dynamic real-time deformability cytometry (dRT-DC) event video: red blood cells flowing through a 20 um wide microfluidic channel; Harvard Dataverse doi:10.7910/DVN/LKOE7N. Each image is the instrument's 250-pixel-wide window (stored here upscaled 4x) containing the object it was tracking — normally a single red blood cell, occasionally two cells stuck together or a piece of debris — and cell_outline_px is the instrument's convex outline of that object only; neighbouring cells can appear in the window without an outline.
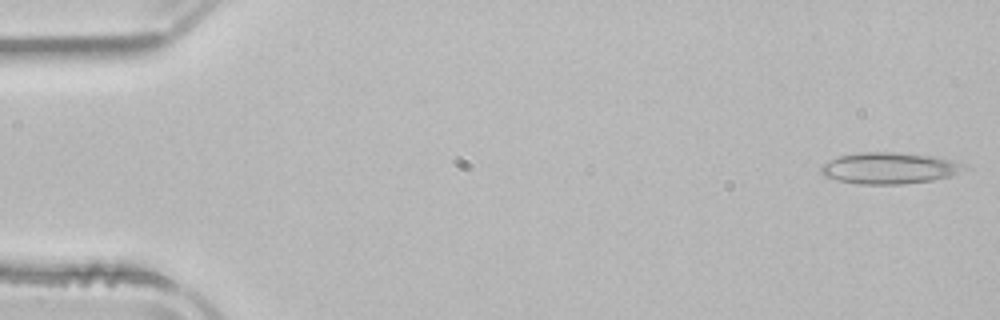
{"species": "common noctule bat (a hibernating species)", "species_latin": "Nyctalus noctula", "temperature_condition": "room temperature", "stored_images_in_passage": 51, "camera_frame_rate_fps": 3000, "um_per_image_px": 0.085, "animal": {"sex": "male", "body_mass_g": 21.5, "forearm_length_mm": 52.0}, "frame": {"image": 1, "passage_image": 1, "time_ms": 0.0, "image_size_px": [1000, 320], "cell_outline_px": [[972, 168], [948, 176], [932, 180], [904, 184], [860, 184], [836, 180], [824, 176], [820, 172], [820, 168], [824, 164], [840, 156], [856, 152], [904, 152], [932, 156], [952, 160], [968, 164]], "centroid_in_image_um": [75.65, 14.28], "position_along_channel_um": 9.3, "area_um2": 26.41}}
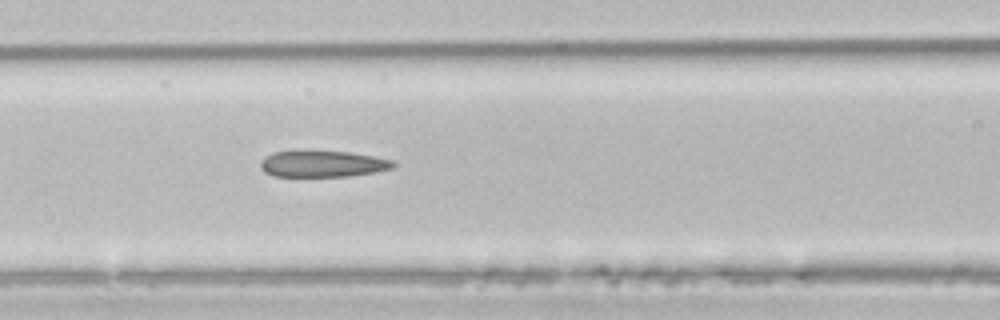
{"frame": {"image": 2, "passage_image": 21, "time_ms": 6.667, "image_size_px": [1000, 320], "cell_outline_px": [[396, 168], [376, 172], [348, 176], [272, 176], [264, 172], [260, 168], [260, 164], [272, 152], [296, 148], [348, 152], [372, 156], [392, 160], [396, 164]], "centroid_in_image_um": [27.4, 13.89], "position_along_channel_um": 139.2, "area_um2": 21.1}}
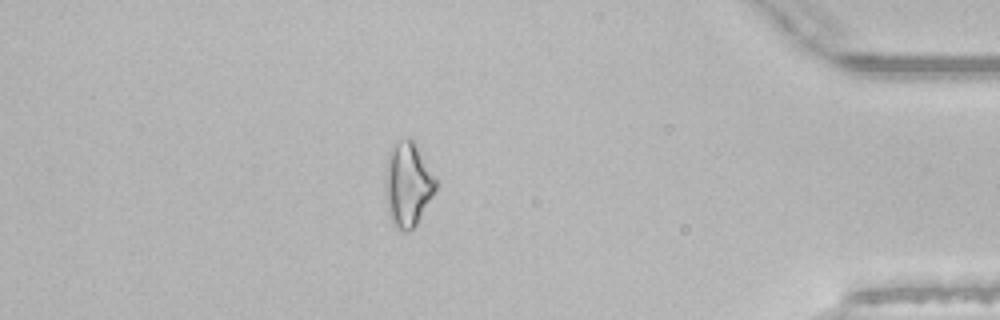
{"frame": {"image": 3, "passage_image": 44, "time_ms": 14.333, "image_size_px": [1000, 320], "cell_outline_px": [[436, 188], [432, 196], [416, 224], [408, 232], [404, 232], [396, 228], [392, 224], [388, 212], [384, 188], [384, 184], [388, 152], [400, 140], [412, 140], [416, 144], [436, 180]], "centroid_in_image_um": [34.63, 15.71], "position_along_channel_um": 400.6, "area_um2": 24.45}, "authors_computed_cell_mechanics": {"area_um2": 22.7732, "velocity_mm_per_s": 3.9385, "shape_relaxation_time_tau1_ms": null, "shape_relaxation_time_tau2_ms": 3.304, "deformation_change_tau1": null, "deformation_change_tau2": 0.1408}}